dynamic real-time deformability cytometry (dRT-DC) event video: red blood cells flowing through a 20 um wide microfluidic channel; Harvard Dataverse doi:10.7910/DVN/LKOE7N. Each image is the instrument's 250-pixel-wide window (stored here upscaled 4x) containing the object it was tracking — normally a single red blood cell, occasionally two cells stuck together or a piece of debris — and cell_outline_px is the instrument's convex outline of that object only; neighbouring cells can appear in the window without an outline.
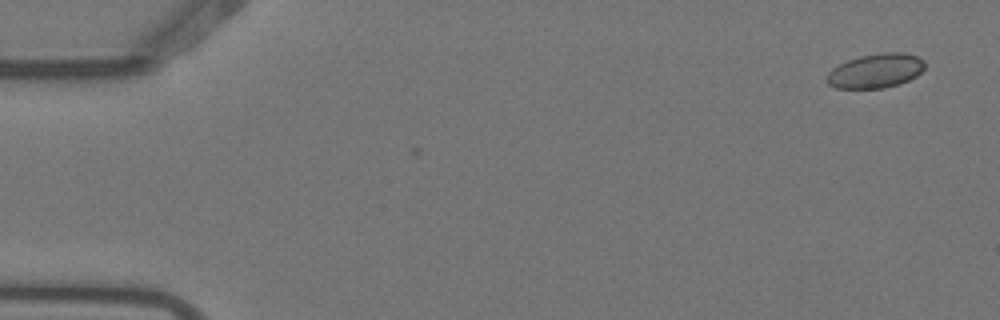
{"species": "Egyptian fruit bat (a non-hibernating species)", "species_latin": "Rousettus aegyptiacus", "temperature_condition": "warm", "stored_images_in_passage": 2, "camera_frame_rate_fps": 3000, "um_per_image_px": 0.085, "animal": {"sex": "female"}, "frame": {"image": 1, "passage_image": 2, "time_ms": 0.333, "image_size_px": [1000, 320], "cell_outline_px": [[924, 68], [916, 76], [900, 84], [884, 88], [836, 88], [828, 84], [828, 72], [832, 68], [848, 60], [860, 56], [884, 52], [904, 52], [916, 56], [924, 60]], "centroid_in_image_um": [74.45, 6.02], "position_along_channel_um": 10.6, "area_um2": 19.48}}